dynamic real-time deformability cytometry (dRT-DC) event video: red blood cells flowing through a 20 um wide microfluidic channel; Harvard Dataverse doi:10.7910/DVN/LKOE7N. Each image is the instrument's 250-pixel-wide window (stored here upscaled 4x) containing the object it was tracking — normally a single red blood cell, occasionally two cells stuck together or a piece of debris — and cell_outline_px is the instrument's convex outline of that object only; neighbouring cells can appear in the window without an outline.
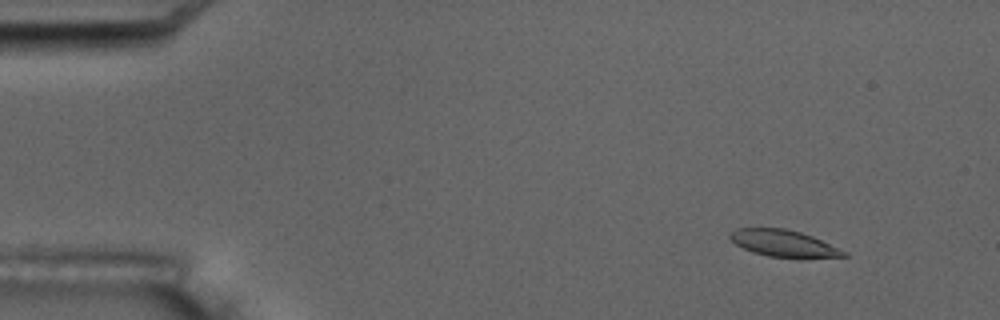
{"species": "common noctule bat (a hibernating species)", "species_latin": "Nyctalus noctula", "temperature_condition": "room temperature", "stored_images_in_passage": 5, "camera_frame_rate_fps": 3000, "um_per_image_px": 0.085, "animal": {"sex": "male", "body_mass_g": 17.5, "forearm_length_mm": 52.3}, "frame": {"image": 1, "passage_image": 2, "time_ms": 1.0, "image_size_px": [1000, 320], "cell_outline_px": [[848, 256], [768, 256], [752, 252], [736, 244], [728, 236], [736, 228], [784, 228], [800, 232], [812, 236], [848, 252]], "centroid_in_image_um": [66.56, 20.65], "position_along_channel_um": 18.4, "area_um2": 17.05}}